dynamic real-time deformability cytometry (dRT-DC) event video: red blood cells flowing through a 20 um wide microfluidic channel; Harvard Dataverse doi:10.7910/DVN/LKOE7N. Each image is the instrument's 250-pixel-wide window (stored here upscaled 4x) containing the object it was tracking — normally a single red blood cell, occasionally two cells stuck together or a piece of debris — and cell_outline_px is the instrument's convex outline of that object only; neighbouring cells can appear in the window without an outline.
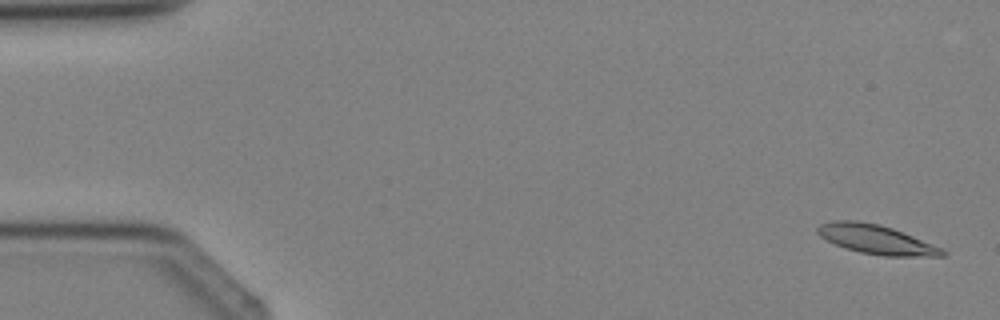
{"species": "Egyptian fruit bat (a non-hibernating species)", "species_latin": "Rousettus aegyptiacus", "temperature_condition": "cold", "stored_images_in_passage": 4, "camera_frame_rate_fps": 3000, "um_per_image_px": 0.085, "animal": {"sex": "female"}, "frame": {"image": 1, "passage_image": 1, "time_ms": 0.0, "image_size_px": [1000, 320], "cell_outline_px": [[948, 252], [944, 256], [884, 256], [860, 252], [844, 248], [820, 236], [816, 232], [816, 228], [820, 224], [832, 220], [856, 220], [880, 224], [892, 228], [944, 248]], "centroid_in_image_um": [74.49, 20.35], "position_along_channel_um": 10.5, "area_um2": 21.33}}